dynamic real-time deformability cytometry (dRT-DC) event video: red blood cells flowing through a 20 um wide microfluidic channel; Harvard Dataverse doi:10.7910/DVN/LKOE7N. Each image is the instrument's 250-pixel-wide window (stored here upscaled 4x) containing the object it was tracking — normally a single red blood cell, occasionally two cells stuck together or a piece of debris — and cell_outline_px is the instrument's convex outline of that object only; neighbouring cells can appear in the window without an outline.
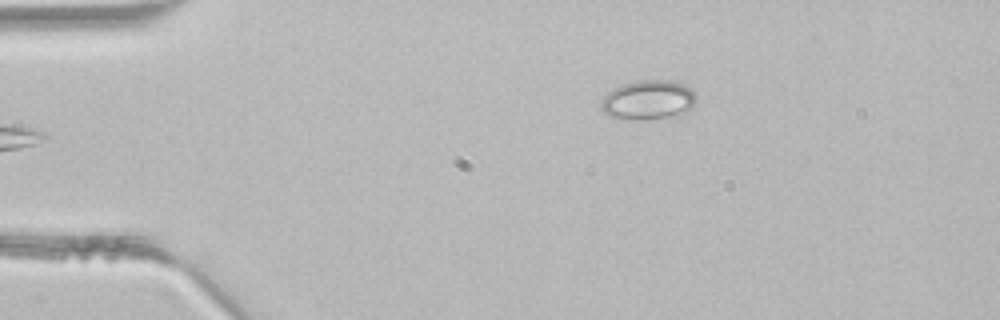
{"species": "common noctule bat (a hibernating species)", "species_latin": "Nyctalus noctula", "temperature_condition": "room temperature", "stored_images_in_passage": 2, "camera_frame_rate_fps": 3000, "um_per_image_px": 0.085, "animal": {"sex": "male", "body_mass_g": 21.5, "forearm_length_mm": 52.0}, "frame": {"image": 1, "passage_image": 1, "time_ms": 0.0, "image_size_px": [1000, 320], "cell_outline_px": [[696, 100], [692, 108], [684, 112], [668, 116], [644, 120], [632, 120], [608, 116], [600, 108], [600, 100], [612, 88], [624, 84], [640, 80], [668, 80], [680, 84], [688, 88], [696, 96]], "centroid_in_image_um": [55.03, 8.5], "position_along_channel_um": 30.0, "area_um2": 21.68}}